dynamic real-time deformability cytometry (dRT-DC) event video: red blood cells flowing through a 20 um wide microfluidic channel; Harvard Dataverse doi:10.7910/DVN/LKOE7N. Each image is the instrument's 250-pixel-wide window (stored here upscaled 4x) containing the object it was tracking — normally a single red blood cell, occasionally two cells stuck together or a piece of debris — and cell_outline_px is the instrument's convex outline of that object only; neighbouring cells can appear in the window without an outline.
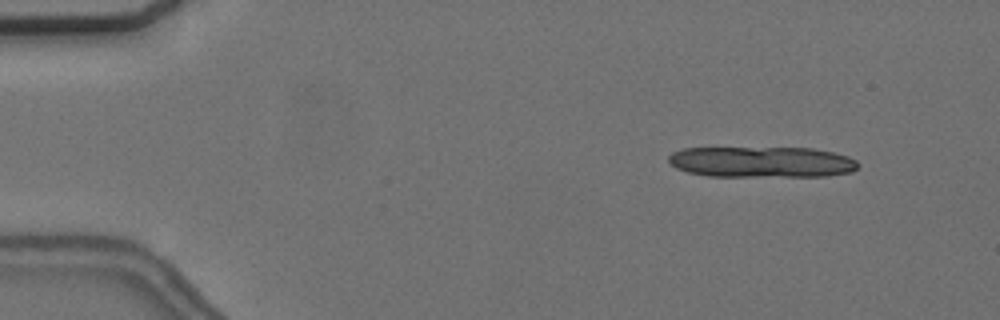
{"species": "common noctule bat (a hibernating species)", "species_latin": "Nyctalus noctula", "temperature_condition": "cold", "stored_images_in_passage": 5, "camera_frame_rate_fps": 3000, "um_per_image_px": 0.085, "animal": {"sex": "female", "body_mass_g": 24.6, "forearm_length_mm": 56.2}, "frame": {"image": 1, "passage_image": 2, "time_ms": 1.333, "image_size_px": [1000, 320], "cell_outline_px": [[860, 164], [852, 172], [828, 176], [708, 176], [688, 172], [676, 168], [668, 160], [668, 156], [672, 152], [684, 148], [812, 148], [832, 152], [848, 156], [856, 160]], "centroid_in_image_um": [64.76, 13.77], "position_along_channel_um": 20.2, "area_um2": 34.22}}